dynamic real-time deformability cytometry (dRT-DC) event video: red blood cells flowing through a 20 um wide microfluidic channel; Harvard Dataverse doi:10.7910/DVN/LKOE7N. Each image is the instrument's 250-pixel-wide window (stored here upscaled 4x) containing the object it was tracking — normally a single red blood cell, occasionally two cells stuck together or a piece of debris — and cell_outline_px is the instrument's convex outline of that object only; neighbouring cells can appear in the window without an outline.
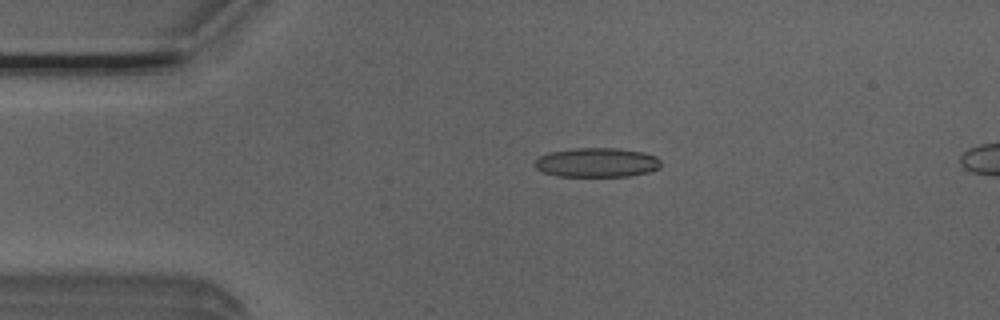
{"species": "Egyptian fruit bat (a non-hibernating species)", "species_latin": "Rousettus aegyptiacus", "temperature_condition": "room temperature", "stored_images_in_passage": 41, "camera_frame_rate_fps": 3000, "um_per_image_px": 0.085, "animal": {"sex": "male"}, "frame": {"image": 1, "passage_image": 11, "time_ms": 3.333, "image_size_px": [1000, 320], "cell_outline_px": [[660, 168], [648, 172], [632, 176], [560, 176], [544, 172], [536, 168], [536, 160], [540, 156], [548, 152], [572, 148], [616, 148], [644, 152], [656, 156], [660, 160]], "centroid_in_image_um": [50.76, 13.8], "position_along_channel_um": 34.2, "area_um2": 21.56}}
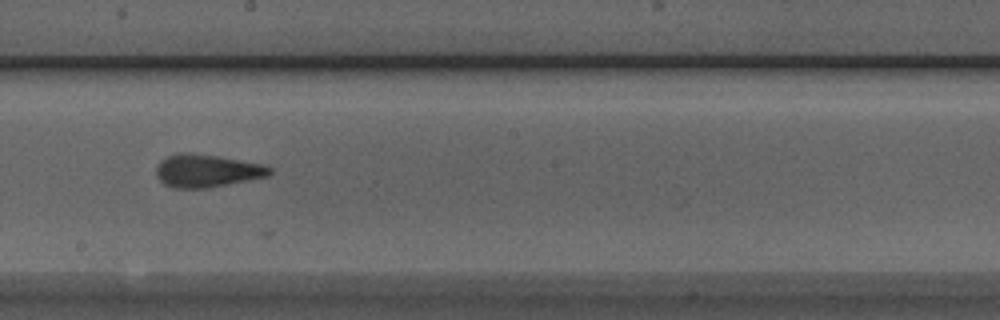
{"frame": {"image": 2, "passage_image": 29, "time_ms": 9.333, "image_size_px": [1000, 320], "cell_outline_px": [[272, 172], [268, 176], [204, 188], [172, 188], [164, 184], [156, 176], [156, 164], [160, 160], [176, 152], [192, 152], [216, 156], [260, 164], [272, 168]], "centroid_in_image_um": [17.5, 14.5], "position_along_channel_um": 230.7, "area_um2": 21.56}}
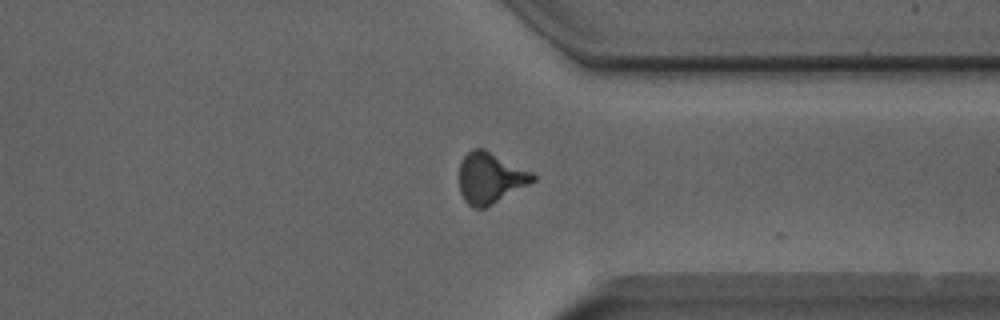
{"frame": {"image": 3, "passage_image": 40, "time_ms": 13.0, "image_size_px": [1000, 320], "cell_outline_px": [[536, 180], [484, 208], [472, 208], [464, 200], [460, 192], [460, 160], [472, 148], [484, 148], [532, 172], [536, 176]], "centroid_in_image_um": [41.65, 15.11], "position_along_channel_um": 369.7, "area_um2": 21.68}}